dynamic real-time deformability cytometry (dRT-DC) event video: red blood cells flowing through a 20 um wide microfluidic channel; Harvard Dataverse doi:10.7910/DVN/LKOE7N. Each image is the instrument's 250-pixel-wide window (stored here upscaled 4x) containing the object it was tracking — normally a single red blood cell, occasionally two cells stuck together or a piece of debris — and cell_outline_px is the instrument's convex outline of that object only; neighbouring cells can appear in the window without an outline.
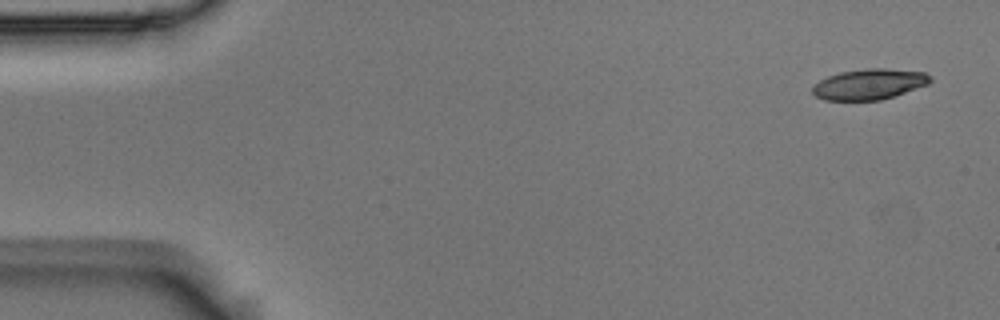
{"species": "Egyptian fruit bat (a non-hibernating species)", "species_latin": "Rousettus aegyptiacus", "temperature_condition": "room temperature", "stored_images_in_passage": 7, "camera_frame_rate_fps": 3000, "um_per_image_px": 0.085, "animal": {"sex": "male"}, "frame": {"image": 1, "passage_image": 1, "time_ms": 0.0, "image_size_px": [1000, 320], "cell_outline_px": [[932, 80], [928, 84], [880, 100], [824, 100], [816, 96], [812, 92], [812, 88], [820, 80], [828, 76], [840, 72], [868, 68], [884, 68], [924, 72], [932, 76]], "centroid_in_image_um": [73.88, 7.15], "position_along_channel_um": 11.1, "area_um2": 20.81}}
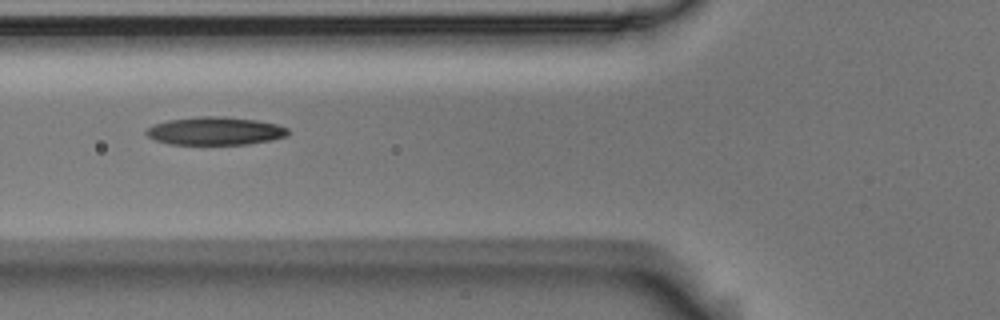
{"frame": {"image": 2, "passage_image": 6, "time_ms": 1.667, "image_size_px": [1000, 320], "cell_outline_px": [[288, 136], [272, 140], [248, 144], [168, 144], [156, 140], [148, 136], [144, 132], [152, 124], [168, 120], [200, 116], [224, 116], [256, 120], [276, 124], [288, 128]], "centroid_in_image_um": [18.28, 11.13], "position_along_channel_um": 107.5, "area_um2": 23.24}}
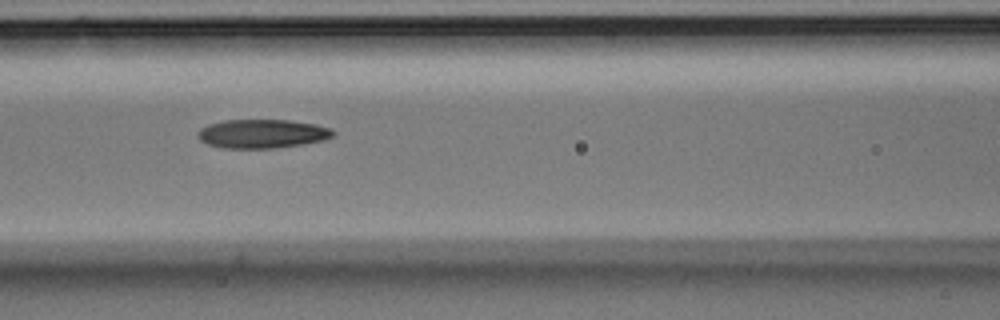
{"frame": {"image": 3, "passage_image": 7, "time_ms": 2.0, "image_size_px": [1000, 320], "cell_outline_px": [[336, 132], [332, 136], [324, 140], [276, 148], [224, 148], [208, 144], [200, 140], [196, 136], [196, 132], [200, 128], [208, 124], [224, 120], [288, 120], [316, 124], [328, 128]], "centroid_in_image_um": [22.24, 11.36], "position_along_channel_um": 144.4, "area_um2": 22.72}}